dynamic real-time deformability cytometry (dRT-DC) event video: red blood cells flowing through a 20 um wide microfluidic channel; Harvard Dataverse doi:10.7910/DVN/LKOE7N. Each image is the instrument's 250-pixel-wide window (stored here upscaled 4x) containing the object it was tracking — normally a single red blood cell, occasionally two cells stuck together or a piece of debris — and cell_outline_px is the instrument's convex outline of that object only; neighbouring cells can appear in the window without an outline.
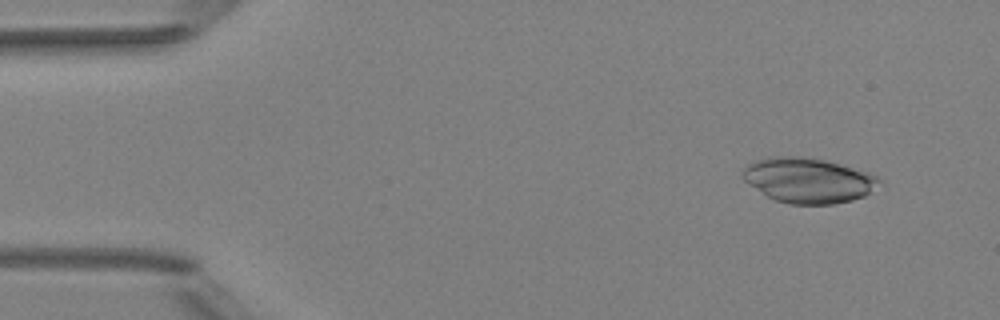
{"species": "Egyptian fruit bat (a non-hibernating species)", "species_latin": "Rousettus aegyptiacus", "temperature_condition": "room temperature", "stored_images_in_passage": 9, "camera_frame_rate_fps": 3000, "um_per_image_px": 0.085, "animal": {"sex": "female"}, "frame": {"image": 1, "passage_image": 2, "time_ms": 1.333, "image_size_px": [1000, 320], "cell_outline_px": [[880, 180], [864, 196], [852, 200], [832, 204], [792, 204], [776, 200], [768, 196], [744, 180], [740, 172], [748, 164], [756, 160], [772, 156], [796, 156], [824, 160], [840, 164], [868, 172], [876, 176]], "centroid_in_image_um": [68.65, 15.32], "position_along_channel_um": 16.3, "area_um2": 35.26}}
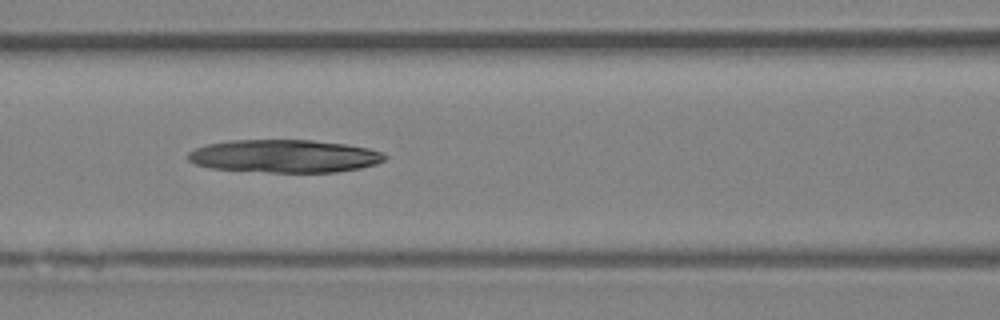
{"frame": {"image": 2, "passage_image": 7, "time_ms": 7.0, "image_size_px": [1000, 320], "cell_outline_px": [[388, 156], [384, 160], [376, 164], [360, 168], [336, 172], [268, 172], [212, 168], [196, 164], [188, 160], [188, 152], [204, 144], [228, 140], [312, 140], [344, 144], [368, 148], [384, 152]], "centroid_in_image_um": [24.18, 13.26], "position_along_channel_um": 142.4, "area_um2": 37.8}}
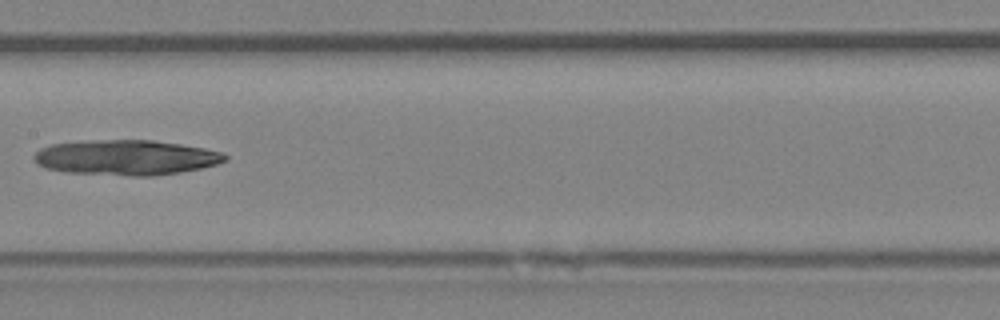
{"frame": {"image": 3, "passage_image": 8, "time_ms": 8.333, "image_size_px": [1000, 320], "cell_outline_px": [[228, 160], [216, 164], [200, 168], [180, 172], [152, 176], [132, 176], [68, 172], [44, 168], [36, 164], [32, 156], [40, 148], [48, 144], [96, 140], [152, 140], [180, 144], [204, 148], [224, 152], [228, 156]], "centroid_in_image_um": [10.7, 13.39], "position_along_channel_um": 196.7, "area_um2": 39.3}}